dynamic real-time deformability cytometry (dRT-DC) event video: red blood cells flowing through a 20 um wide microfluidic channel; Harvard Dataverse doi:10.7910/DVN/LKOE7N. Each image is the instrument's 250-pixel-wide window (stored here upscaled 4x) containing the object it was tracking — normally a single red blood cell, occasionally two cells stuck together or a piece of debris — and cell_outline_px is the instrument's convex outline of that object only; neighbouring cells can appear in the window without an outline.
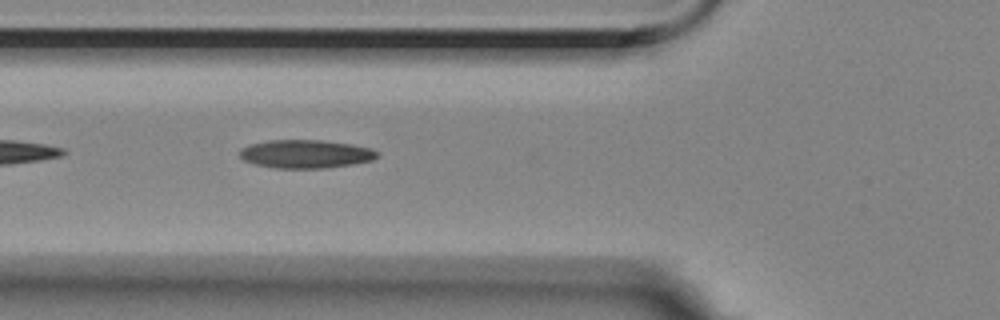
{"species": "Egyptian fruit bat (a non-hibernating species)", "species_latin": "Rousettus aegyptiacus", "temperature_condition": "room temperature", "stored_images_in_passage": 26, "camera_frame_rate_fps": 3000, "um_per_image_px": 0.085, "animal": {"sex": "female"}, "frame": {"image": 1, "passage_image": 5, "time_ms": 1.333, "image_size_px": [1000, 320], "cell_outline_px": [[380, 152], [372, 160], [352, 164], [324, 168], [276, 168], [256, 164], [244, 160], [240, 156], [240, 148], [252, 144], [268, 140], [320, 140], [348, 144], [372, 148]], "centroid_in_image_um": [25.98, 13.08], "position_along_channel_um": 99.8, "area_um2": 22.48}}
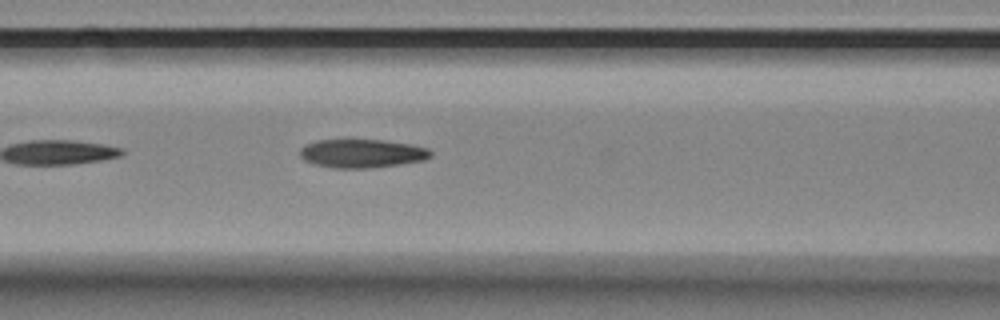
{"frame": {"image": 2, "passage_image": 8, "time_ms": 2.333, "image_size_px": [1000, 320], "cell_outline_px": [[432, 156], [424, 160], [368, 168], [336, 168], [312, 164], [304, 160], [300, 156], [300, 148], [304, 144], [316, 140], [384, 140], [412, 144], [428, 148], [432, 152]], "centroid_in_image_um": [30.74, 13.03], "position_along_channel_um": 135.9, "area_um2": 21.79}}